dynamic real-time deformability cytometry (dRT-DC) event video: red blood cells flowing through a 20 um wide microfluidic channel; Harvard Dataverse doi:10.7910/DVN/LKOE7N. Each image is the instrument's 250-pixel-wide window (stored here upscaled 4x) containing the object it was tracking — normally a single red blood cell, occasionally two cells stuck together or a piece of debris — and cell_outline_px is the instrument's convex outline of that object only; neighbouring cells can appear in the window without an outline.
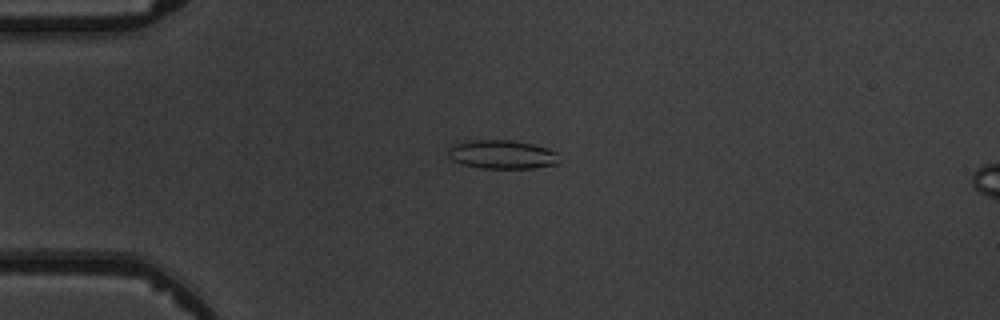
{"species": "common noctule bat (a hibernating species)", "species_latin": "Nyctalus noctula", "temperature_condition": "warm", "stored_images_in_passage": 6, "camera_frame_rate_fps": 3000, "um_per_image_px": 0.085, "animal": {"sex": "male", "body_mass_g": 19.5, "forearm_length_mm": 54.6}, "frame": {"image": 1, "passage_image": 2, "time_ms": 1.0, "image_size_px": [1000, 320], "cell_outline_px": [[556, 164], [532, 168], [480, 168], [460, 164], [452, 160], [448, 156], [448, 148], [452, 144], [464, 140], [508, 140], [532, 144], [548, 148], [556, 152]], "centroid_in_image_um": [42.57, 13.12], "position_along_channel_um": 42.4, "area_um2": 18.61}}
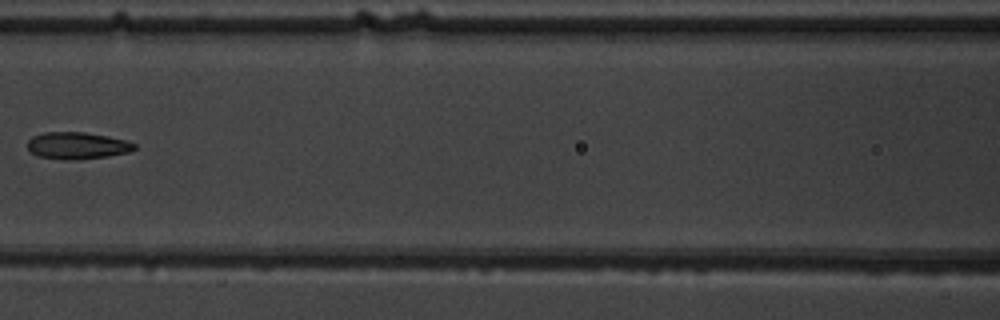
{"frame": {"image": 2, "passage_image": 5, "time_ms": 4.667, "image_size_px": [1000, 320], "cell_outline_px": [[136, 148], [128, 152], [108, 156], [76, 160], [68, 160], [36, 156], [28, 148], [28, 140], [32, 136], [44, 132], [84, 132], [108, 136], [124, 140], [136, 144]], "centroid_in_image_um": [6.54, 12.37], "position_along_channel_um": 160.1, "area_um2": 16.76}}
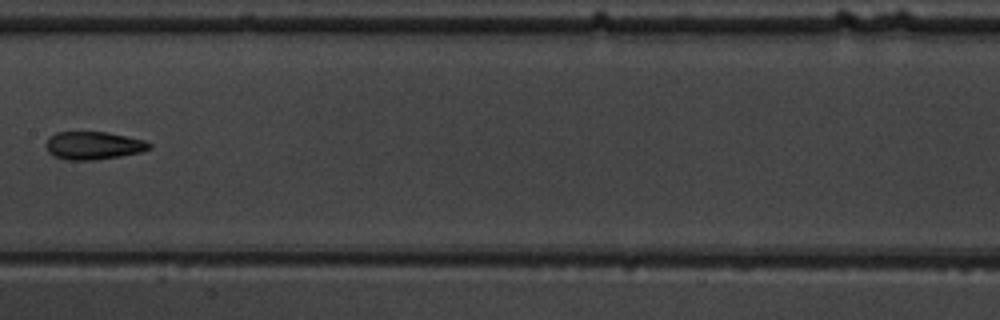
{"frame": {"image": 3, "passage_image": 6, "time_ms": 5.667, "image_size_px": [1000, 320], "cell_outline_px": [[152, 148], [140, 152], [120, 156], [92, 160], [64, 160], [48, 152], [44, 144], [48, 136], [56, 132], [108, 132], [144, 140], [152, 144]], "centroid_in_image_um": [7.91, 12.36], "position_along_channel_um": 199.5, "area_um2": 16.94}}